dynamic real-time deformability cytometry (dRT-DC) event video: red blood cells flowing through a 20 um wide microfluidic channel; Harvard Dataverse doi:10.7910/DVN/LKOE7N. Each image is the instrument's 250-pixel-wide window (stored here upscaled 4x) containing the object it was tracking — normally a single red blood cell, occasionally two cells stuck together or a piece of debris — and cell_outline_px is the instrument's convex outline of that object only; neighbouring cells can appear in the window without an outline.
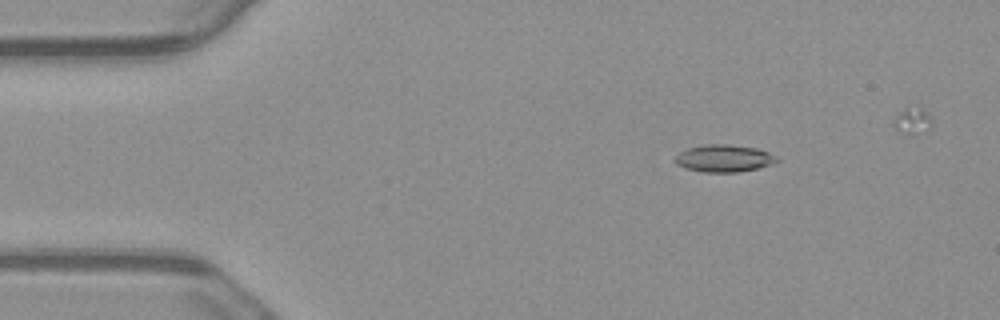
{"species": "common noctule bat (a hibernating species)", "species_latin": "Nyctalus noctula", "temperature_condition": "warm", "stored_images_in_passage": 4, "camera_frame_rate_fps": 3000, "um_per_image_px": 0.085, "animal": {"sex": "male", "body_mass_g": 23.1, "forearm_length_mm": 52.7}, "frame": {"image": 1, "passage_image": 2, "time_ms": 0.333, "image_size_px": [1000, 320], "cell_outline_px": [[780, 160], [772, 164], [756, 168], [736, 172], [704, 172], [684, 168], [676, 164], [672, 160], [680, 152], [688, 148], [708, 144], [728, 144], [756, 148], [768, 152], [776, 156]], "centroid_in_image_um": [61.51, 13.46], "position_along_channel_um": 23.5, "area_um2": 16.13}}